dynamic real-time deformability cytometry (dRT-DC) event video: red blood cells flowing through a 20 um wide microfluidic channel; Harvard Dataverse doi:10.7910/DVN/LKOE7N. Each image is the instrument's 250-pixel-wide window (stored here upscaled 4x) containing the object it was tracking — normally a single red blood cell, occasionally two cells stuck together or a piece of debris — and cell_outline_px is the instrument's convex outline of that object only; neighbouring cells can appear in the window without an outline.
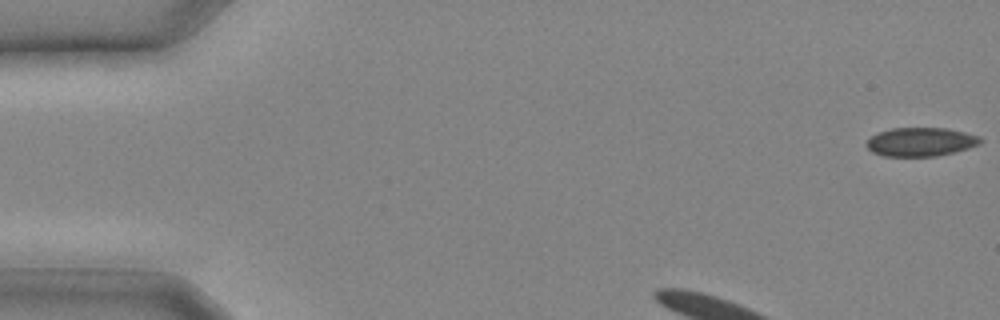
{"species": "common noctule bat (a hibernating species)", "species_latin": "Nyctalus noctula", "temperature_condition": "cold", "stored_images_in_passage": 12, "camera_frame_rate_fps": 3000, "um_per_image_px": 0.085, "animal": {"sex": "male", "body_mass_g": 20.4}, "frame": {"image": 1, "passage_image": 1, "time_ms": 0.0, "image_size_px": [1000, 320], "cell_outline_px": [[984, 140], [980, 144], [968, 148], [936, 156], [884, 156], [872, 152], [864, 144], [876, 132], [892, 128], [948, 128], [980, 136]], "centroid_in_image_um": [78.25, 12.05], "position_along_channel_um": 6.7, "area_um2": 19.13}}
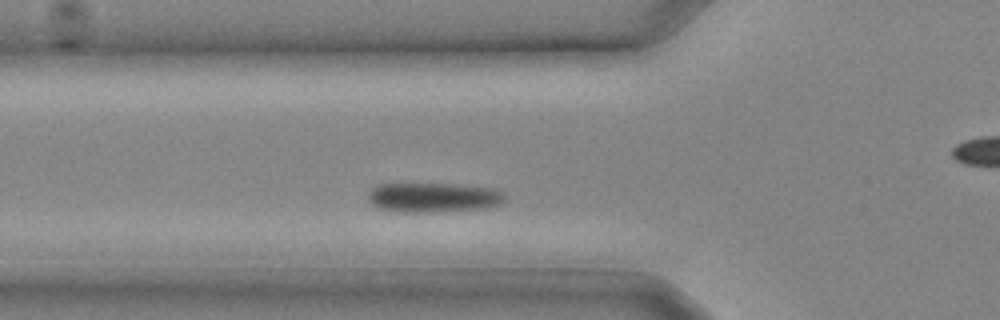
{"frame": {"image": 2, "passage_image": 7, "time_ms": 2.0, "image_size_px": [1000, 320], "cell_outline_px": [[504, 200], [500, 204], [484, 208], [440, 212], [404, 212], [376, 208], [368, 200], [368, 192], [376, 184], [456, 184], [492, 188], [504, 192]], "centroid_in_image_um": [36.81, 16.78], "position_along_channel_um": 89.0, "area_um2": 23.76}}
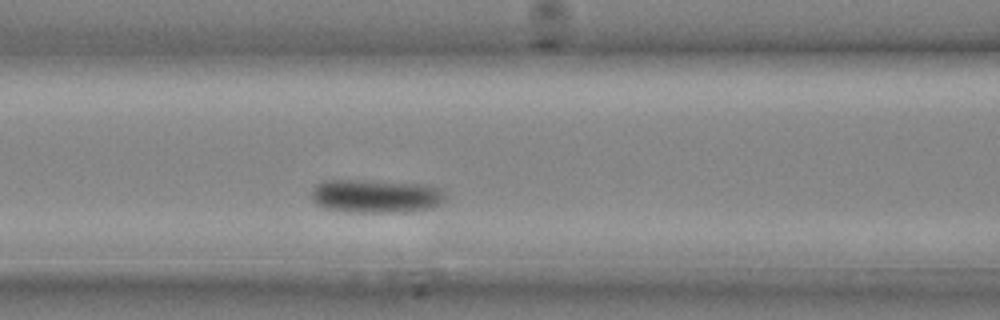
{"frame": {"image": 3, "passage_image": 9, "time_ms": 2.667, "image_size_px": [1000, 320], "cell_outline_px": [[444, 200], [440, 204], [432, 208], [404, 212], [360, 212], [324, 208], [316, 204], [312, 200], [312, 188], [316, 184], [324, 180], [364, 180], [420, 184], [440, 188], [444, 192]], "centroid_in_image_um": [31.93, 16.66], "position_along_channel_um": 134.7, "area_um2": 26.07}}